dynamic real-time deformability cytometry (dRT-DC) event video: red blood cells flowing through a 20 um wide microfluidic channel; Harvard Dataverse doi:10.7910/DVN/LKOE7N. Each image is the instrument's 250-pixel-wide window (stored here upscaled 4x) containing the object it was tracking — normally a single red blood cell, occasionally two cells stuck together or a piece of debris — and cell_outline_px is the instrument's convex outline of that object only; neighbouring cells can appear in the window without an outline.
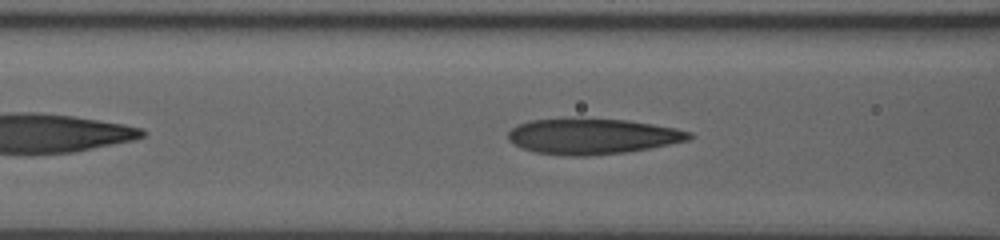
{"species": "human", "species_latin": "Homo sapiens", "temperature_condition": "room temperature", "stored_images_in_passage": 34, "camera_frame_rate_fps": 3000, "um_per_image_px": 0.085, "donor": {"sex": "male"}, "frame": {"image": 1, "passage_image": 8, "time_ms": 2.333, "image_size_px": [1000, 240], "cell_outline_px": [[696, 136], [688, 140], [648, 148], [624, 152], [588, 156], [564, 156], [536, 152], [524, 148], [508, 140], [508, 132], [516, 124], [528, 120], [628, 120], [676, 128], [692, 132]], "centroid_in_image_um": [50.37, 11.6], "position_along_channel_um": 116.2, "area_um2": 36.93}}
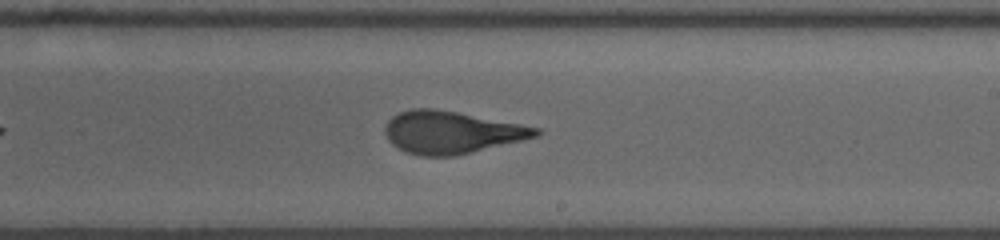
{"frame": {"image": 2, "passage_image": 19, "time_ms": 6.0, "image_size_px": [1000, 240], "cell_outline_px": [[544, 132], [536, 136], [524, 140], [456, 156], [420, 156], [408, 152], [392, 144], [388, 140], [384, 132], [384, 128], [388, 120], [392, 116], [400, 112], [412, 108], [432, 108], [456, 112], [520, 124], [540, 128]], "centroid_in_image_um": [38.37, 11.25], "position_along_channel_um": 250.6, "area_um2": 37.17}}
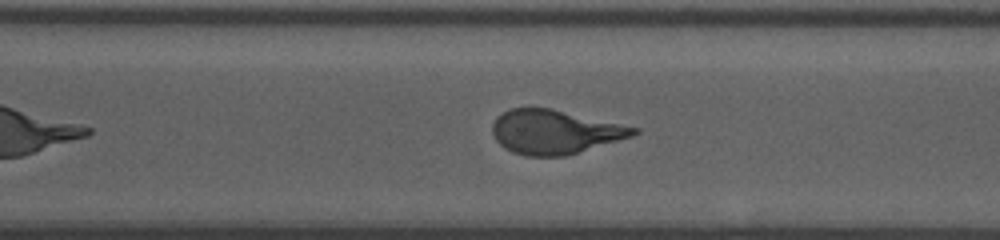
{"frame": {"image": 3, "passage_image": 25, "time_ms": 8.0, "image_size_px": [1000, 240], "cell_outline_px": [[640, 132], [632, 136], [564, 156], [524, 156], [512, 152], [504, 148], [496, 140], [492, 132], [492, 124], [496, 116], [512, 108], [552, 108], [640, 128]], "centroid_in_image_um": [47.14, 11.2], "position_along_channel_um": 323.5, "area_um2": 36.18}}